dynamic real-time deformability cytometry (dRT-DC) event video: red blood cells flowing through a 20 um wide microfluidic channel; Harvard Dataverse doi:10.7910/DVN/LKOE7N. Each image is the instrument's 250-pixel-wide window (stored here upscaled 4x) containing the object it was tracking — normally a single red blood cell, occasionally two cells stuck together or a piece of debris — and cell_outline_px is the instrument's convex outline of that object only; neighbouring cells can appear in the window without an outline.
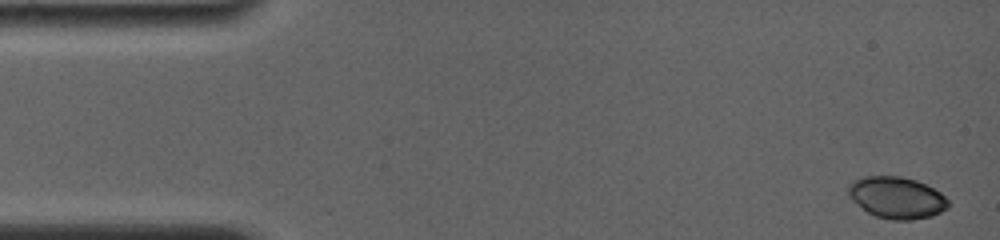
{"species": "common noctule bat (a hibernating species)", "species_latin": "Nyctalus noctula", "temperature_condition": "room temperature", "stored_images_in_passage": 8, "camera_frame_rate_fps": 4000, "um_per_image_px": 0.085, "animal": {"sex": "female", "body_mass_g": 19.0, "forearm_length_mm": 56.7}, "frame": {"image": 1, "passage_image": 1, "time_ms": 0.0, "image_size_px": [1000, 240], "cell_outline_px": [[948, 208], [932, 216], [912, 220], [892, 220], [876, 216], [868, 212], [852, 200], [848, 196], [848, 184], [852, 180], [864, 176], [900, 176], [916, 180], [940, 192], [948, 200]], "centroid_in_image_um": [76.2, 16.79], "position_along_channel_um": 8.8, "area_um2": 24.28}}
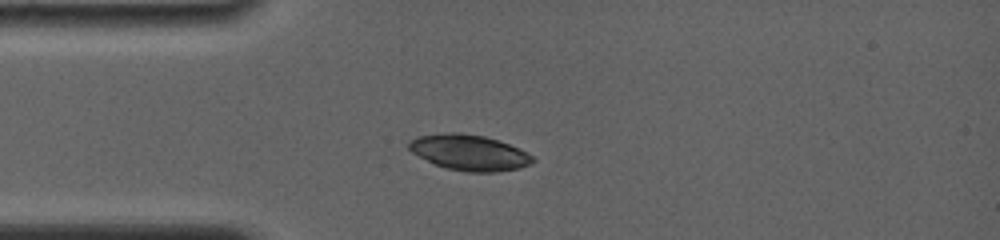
{"frame": {"image": 2, "passage_image": 7, "time_ms": 3.75, "image_size_px": [1000, 240], "cell_outline_px": [[536, 160], [520, 168], [496, 172], [468, 172], [448, 168], [436, 164], [412, 152], [408, 148], [408, 140], [416, 136], [448, 132], [460, 132], [484, 136], [520, 148], [528, 152]], "centroid_in_image_um": [39.89, 12.95], "position_along_channel_um": 45.1, "area_um2": 25.66}}